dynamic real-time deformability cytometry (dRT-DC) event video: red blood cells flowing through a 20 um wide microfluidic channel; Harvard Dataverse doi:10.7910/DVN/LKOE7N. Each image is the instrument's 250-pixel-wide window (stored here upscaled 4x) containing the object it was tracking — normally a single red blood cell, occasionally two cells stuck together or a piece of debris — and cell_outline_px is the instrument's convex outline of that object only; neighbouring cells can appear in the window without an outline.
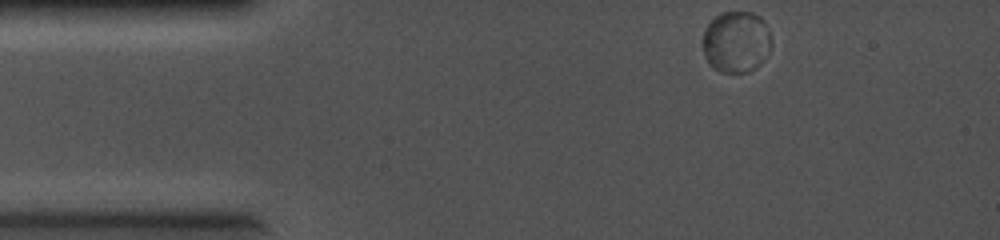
{"species": "common noctule bat (a hibernating species)", "species_latin": "Nyctalus noctula", "temperature_condition": "cold", "stored_images_in_passage": 60, "camera_frame_rate_fps": 5000, "um_per_image_px": 0.085, "animal": {"sex": "female", "body_mass_g": 19.0, "forearm_length_mm": 56.7}, "frame": {"image": 1, "passage_image": 1, "time_ms": 0.0, "image_size_px": [1000, 240], "cell_outline_px": [[772, 44], [768, 52], [760, 64], [756, 68], [748, 72], [720, 72], [708, 64], [704, 56], [700, 40], [704, 28], [720, 12], [752, 12], [760, 16], [764, 20], [768, 28], [772, 40]], "centroid_in_image_um": [62.55, 3.55], "position_along_channel_um": 22.4, "area_um2": 25.2}}
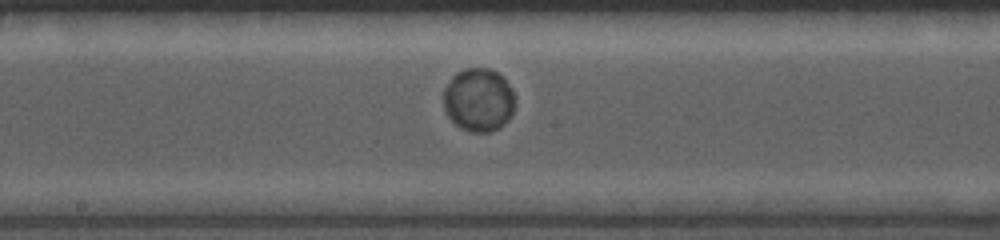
{"frame": {"image": 2, "passage_image": 27, "time_ms": 5.2, "image_size_px": [1000, 240], "cell_outline_px": [[512, 116], [504, 124], [488, 132], [472, 132], [460, 128], [448, 116], [444, 108], [444, 88], [452, 76], [456, 72], [464, 68], [488, 68], [504, 76], [512, 92]], "centroid_in_image_um": [40.65, 8.47], "position_along_channel_um": 207.6, "area_um2": 26.18}}
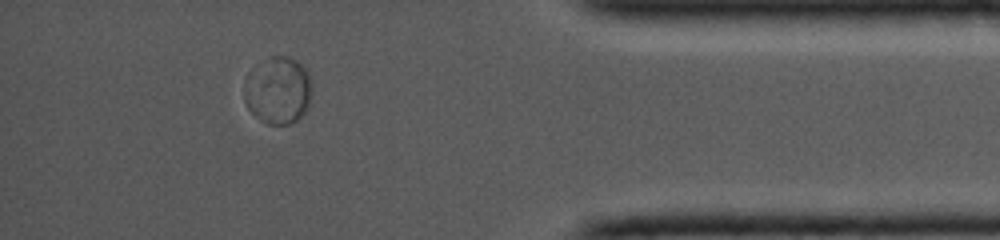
{"frame": {"image": 3, "passage_image": 51, "time_ms": 10.0, "image_size_px": [1000, 240], "cell_outline_px": [[312, 88], [308, 108], [296, 120], [288, 124], [268, 124], [252, 112], [244, 104], [244, 80], [252, 68], [272, 56], [288, 56], [296, 60], [308, 72]], "centroid_in_image_um": [23.62, 7.67], "position_along_channel_um": 411.6, "area_um2": 26.47}}